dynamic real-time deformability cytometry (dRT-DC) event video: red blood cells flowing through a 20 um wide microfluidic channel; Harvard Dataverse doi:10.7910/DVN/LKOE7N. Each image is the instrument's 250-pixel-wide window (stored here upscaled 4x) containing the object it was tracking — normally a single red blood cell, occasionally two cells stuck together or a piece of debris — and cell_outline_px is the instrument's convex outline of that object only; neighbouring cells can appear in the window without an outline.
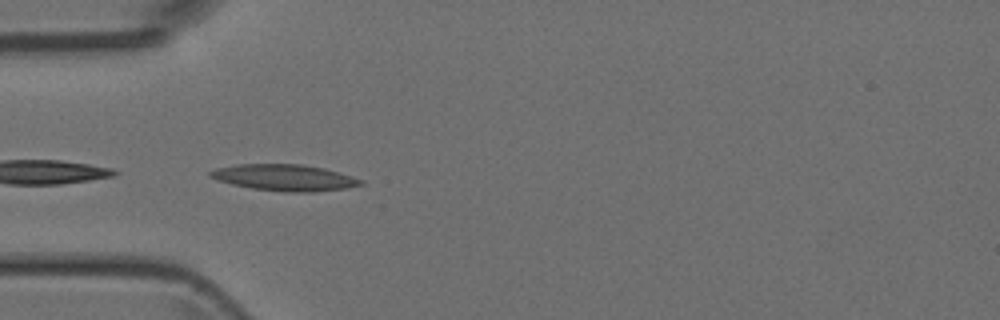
{"species": "Egyptian fruit bat (a non-hibernating species)", "species_latin": "Rousettus aegyptiacus", "temperature_condition": "room temperature", "stored_images_in_passage": 28, "camera_frame_rate_fps": 3000, "um_per_image_px": 0.085, "animal": {"sex": "female"}, "frame": {"image": 1, "passage_image": 6, "time_ms": 1.667, "image_size_px": [1000, 320], "cell_outline_px": [[364, 184], [348, 188], [312, 192], [284, 192], [252, 188], [232, 184], [216, 180], [208, 176], [208, 172], [216, 168], [236, 164], [300, 164], [324, 168], [352, 176], [364, 180]], "centroid_in_image_um": [24.18, 15.1], "position_along_channel_um": 60.8, "area_um2": 23.24}}
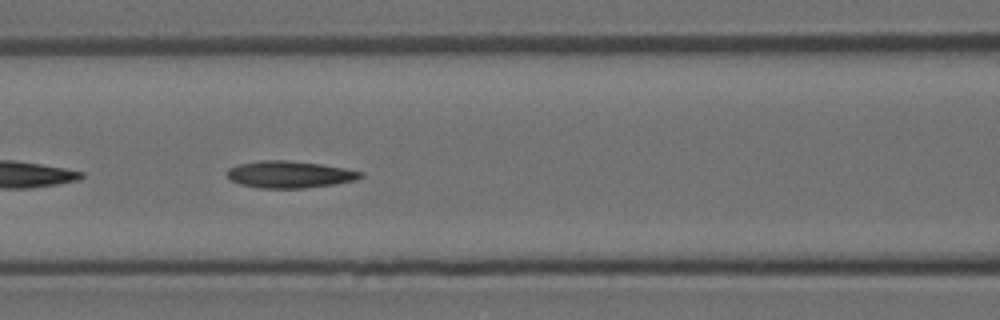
{"frame": {"image": 2, "passage_image": 12, "time_ms": 3.667, "image_size_px": [1000, 320], "cell_outline_px": [[364, 176], [356, 180], [332, 184], [304, 188], [260, 188], [240, 184], [232, 180], [224, 172], [228, 168], [236, 164], [260, 160], [288, 160], [320, 164], [344, 168], [364, 172]], "centroid_in_image_um": [24.58, 14.82], "position_along_channel_um": 142.0, "area_um2": 21.04}}
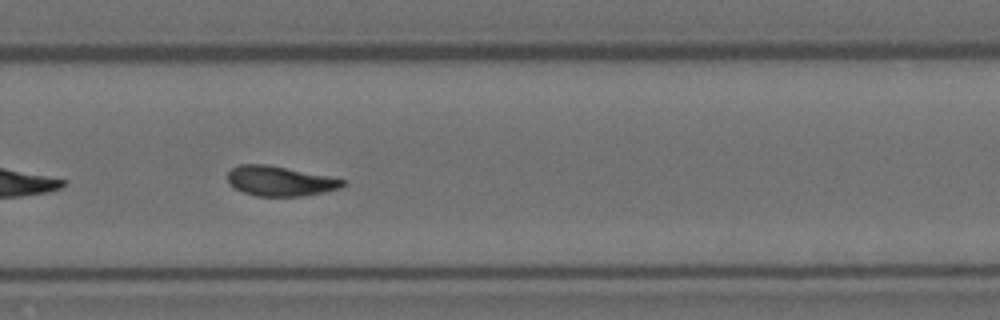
{"frame": {"image": 3, "passage_image": 24, "time_ms": 7.667, "image_size_px": [1000, 320], "cell_outline_px": [[344, 184], [340, 188], [324, 192], [304, 196], [256, 196], [240, 192], [228, 180], [228, 172], [232, 168], [240, 164], [268, 164], [344, 180]], "centroid_in_image_um": [23.75, 15.39], "position_along_channel_um": 306.0, "area_um2": 19.77}}